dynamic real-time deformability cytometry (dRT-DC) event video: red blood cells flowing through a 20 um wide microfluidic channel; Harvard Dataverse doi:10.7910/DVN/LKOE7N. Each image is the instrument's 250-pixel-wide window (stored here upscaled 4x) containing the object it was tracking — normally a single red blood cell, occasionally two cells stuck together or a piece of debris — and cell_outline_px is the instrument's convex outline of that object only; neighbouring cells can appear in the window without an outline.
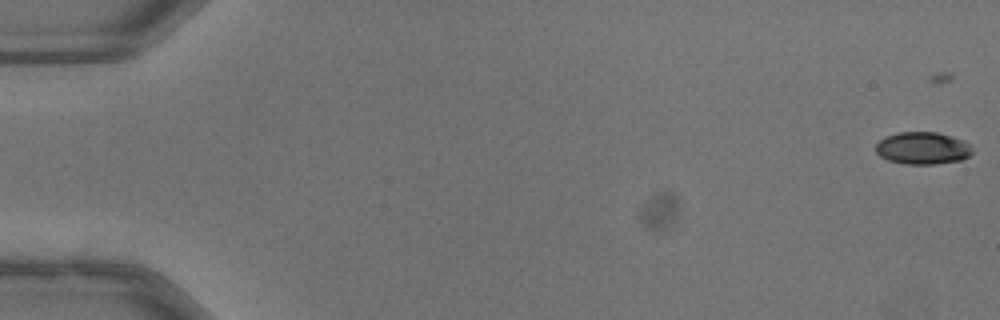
{"species": "common noctule bat (a hibernating species)", "species_latin": "Nyctalus noctula", "temperature_condition": "warm", "stored_images_in_passage": 23, "camera_frame_rate_fps": 3000, "um_per_image_px": 0.085, "animal": {"sex": "male", "body_mass_g": 13.3}, "frame": {"image": 1, "passage_image": 2, "time_ms": 0.333, "image_size_px": [1000, 320], "cell_outline_px": [[972, 152], [968, 156], [960, 160], [936, 164], [904, 164], [888, 160], [880, 156], [876, 152], [876, 144], [880, 140], [888, 136], [900, 132], [936, 132], [960, 140], [968, 144], [972, 148]], "centroid_in_image_um": [78.39, 12.61], "position_along_channel_um": 6.6, "area_um2": 17.86}}
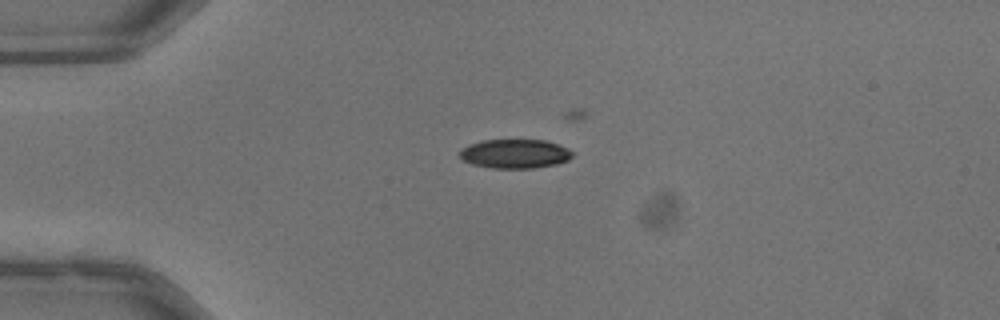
{"frame": {"image": 2, "passage_image": 15, "time_ms": 4.667, "image_size_px": [1000, 320], "cell_outline_px": [[572, 156], [568, 160], [556, 164], [532, 168], [492, 168], [472, 164], [464, 160], [460, 156], [460, 148], [468, 144], [480, 140], [544, 140], [568, 148], [572, 152]], "centroid_in_image_um": [43.73, 13.06], "position_along_channel_um": 41.3, "area_um2": 19.07}}
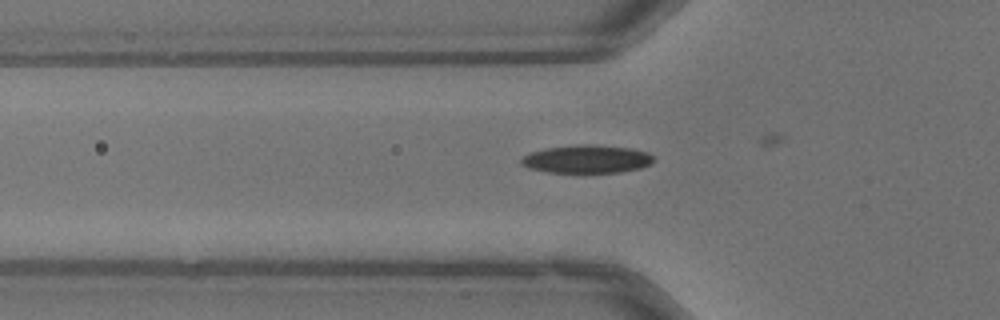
{"frame": {"image": 3, "passage_image": 20, "time_ms": 6.333, "image_size_px": [1000, 320], "cell_outline_px": [[656, 160], [652, 164], [640, 168], [620, 172], [548, 172], [528, 168], [520, 164], [520, 160], [524, 156], [532, 152], [544, 148], [580, 144], [592, 144], [632, 148], [648, 152]], "centroid_in_image_um": [49.9, 13.51], "position_along_channel_um": 75.9, "area_um2": 21.79}}